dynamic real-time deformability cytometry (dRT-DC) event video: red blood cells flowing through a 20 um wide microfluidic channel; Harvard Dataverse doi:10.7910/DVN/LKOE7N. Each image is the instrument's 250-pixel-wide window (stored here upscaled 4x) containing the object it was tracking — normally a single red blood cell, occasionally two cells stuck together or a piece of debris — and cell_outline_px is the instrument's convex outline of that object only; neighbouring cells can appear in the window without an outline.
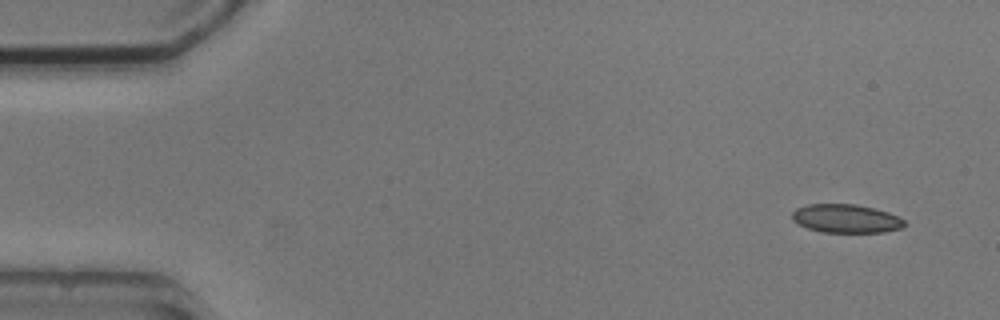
{"species": "common noctule bat (a hibernating species)", "species_latin": "Nyctalus noctula", "temperature_condition": "cold", "stored_images_in_passage": 6, "camera_frame_rate_fps": 3000, "um_per_image_px": 0.085, "animal": {"sex": "male", "body_mass_g": 20.5, "forearm_length_mm": 52.5}, "frame": {"image": 1, "passage_image": 1, "time_ms": 0.0, "image_size_px": [1000, 320], "cell_outline_px": [[908, 224], [904, 228], [884, 232], [824, 232], [808, 228], [792, 220], [792, 212], [796, 208], [808, 204], [856, 204], [888, 212], [904, 220]], "centroid_in_image_um": [71.94, 18.58], "position_along_channel_um": 13.1, "area_um2": 18.67}}